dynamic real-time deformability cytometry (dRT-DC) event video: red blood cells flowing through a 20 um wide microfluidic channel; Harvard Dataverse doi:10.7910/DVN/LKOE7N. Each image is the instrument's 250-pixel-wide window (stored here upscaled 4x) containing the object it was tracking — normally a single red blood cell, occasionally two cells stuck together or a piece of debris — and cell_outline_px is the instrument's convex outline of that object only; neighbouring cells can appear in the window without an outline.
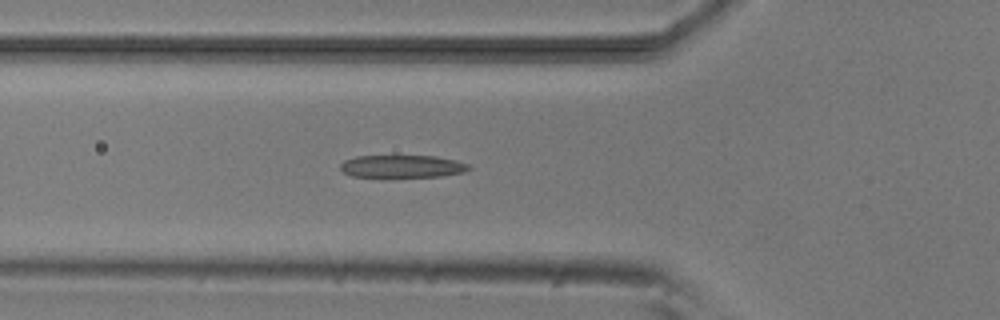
{"species": "common noctule bat (a hibernating species)", "species_latin": "Nyctalus noctula", "temperature_condition": "room temperature", "stored_images_in_passage": 5, "camera_frame_rate_fps": 3000, "um_per_image_px": 0.085, "animal": {"sex": "male", "body_mass_g": 20.5, "forearm_length_mm": 52.5}, "frame": {"image": 1, "passage_image": 5, "time_ms": 16.0, "image_size_px": [1000, 320], "cell_outline_px": [[472, 168], [464, 172], [440, 176], [384, 180], [352, 176], [344, 172], [340, 168], [340, 164], [344, 160], [356, 156], [436, 156], [456, 160], [468, 164]], "centroid_in_image_um": [34.14, 14.19], "position_along_channel_um": 91.7, "area_um2": 17.92}}